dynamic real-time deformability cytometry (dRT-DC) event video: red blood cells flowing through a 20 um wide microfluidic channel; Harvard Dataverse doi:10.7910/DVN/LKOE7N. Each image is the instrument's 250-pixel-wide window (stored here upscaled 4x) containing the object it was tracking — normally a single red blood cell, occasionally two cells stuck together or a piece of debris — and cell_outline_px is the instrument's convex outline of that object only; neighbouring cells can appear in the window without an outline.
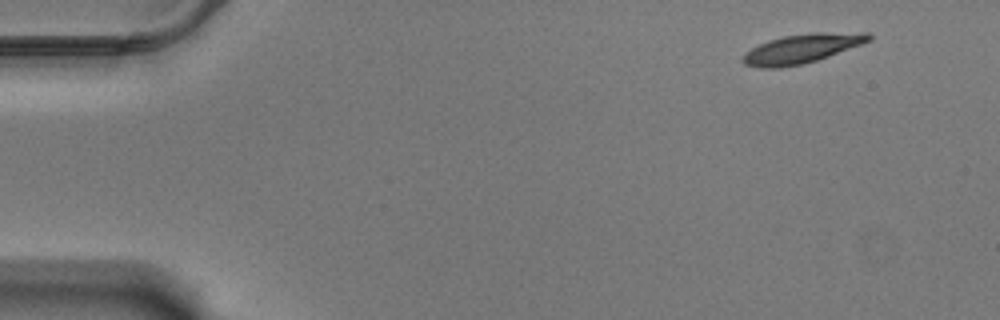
{"species": "Egyptian fruit bat (a non-hibernating species)", "species_latin": "Rousettus aegyptiacus", "temperature_condition": "warm", "stored_images_in_passage": 55, "camera_frame_rate_fps": 3000, "um_per_image_px": 0.085, "animal": {"sex": "male"}, "frame": {"image": 1, "passage_image": 1, "time_ms": 0.0, "image_size_px": [1000, 320], "cell_outline_px": [[872, 40], [828, 56], [816, 60], [800, 64], [780, 68], [760, 68], [744, 64], [740, 60], [744, 52], [768, 40], [784, 36], [816, 32], [868, 32], [872, 36]], "centroid_in_image_um": [68.14, 4.12], "position_along_channel_um": 16.9, "area_um2": 21.39}}
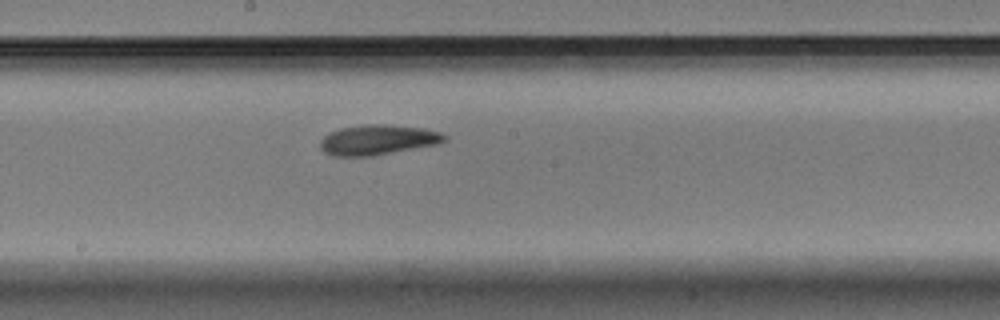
{"frame": {"image": 2, "passage_image": 28, "time_ms": 9.0, "image_size_px": [1000, 320], "cell_outline_px": [[448, 136], [444, 140], [436, 144], [372, 156], [332, 156], [324, 152], [320, 148], [320, 140], [328, 132], [340, 128], [364, 124], [384, 124], [424, 128], [440, 132]], "centroid_in_image_um": [32.06, 11.88], "position_along_channel_um": 216.1, "area_um2": 21.79}}
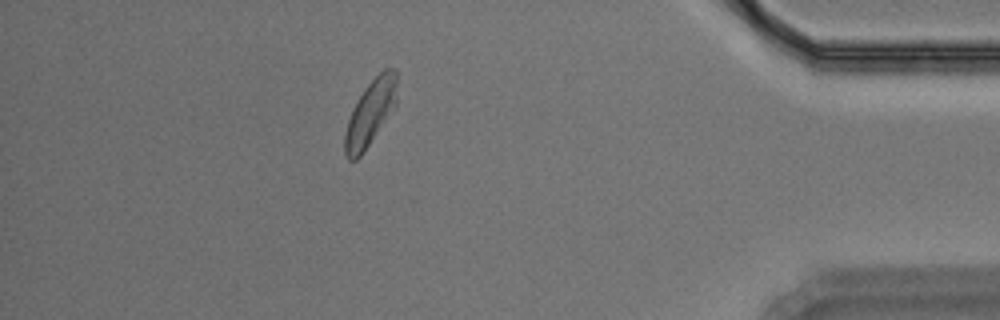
{"frame": {"image": 3, "passage_image": 48, "time_ms": 15.667, "image_size_px": [1000, 320], "cell_outline_px": [[396, 108], [364, 152], [356, 160], [348, 160], [344, 156], [344, 136], [348, 120], [352, 108], [364, 88], [384, 68], [392, 68], [396, 72]], "centroid_in_image_um": [31.48, 9.64], "position_along_channel_um": 403.7, "area_um2": 20.17}, "authors_computed_cell_mechanics": {"area_um2": 20.808, "velocity_mm_per_s": 3.4415, "shape_relaxation_time_tau1_ms": 6.1186, "shape_relaxation_time_tau2_ms": 5.2617, "deformation_change_tau1": 0.1865, "deformation_change_tau2": 0.122}}